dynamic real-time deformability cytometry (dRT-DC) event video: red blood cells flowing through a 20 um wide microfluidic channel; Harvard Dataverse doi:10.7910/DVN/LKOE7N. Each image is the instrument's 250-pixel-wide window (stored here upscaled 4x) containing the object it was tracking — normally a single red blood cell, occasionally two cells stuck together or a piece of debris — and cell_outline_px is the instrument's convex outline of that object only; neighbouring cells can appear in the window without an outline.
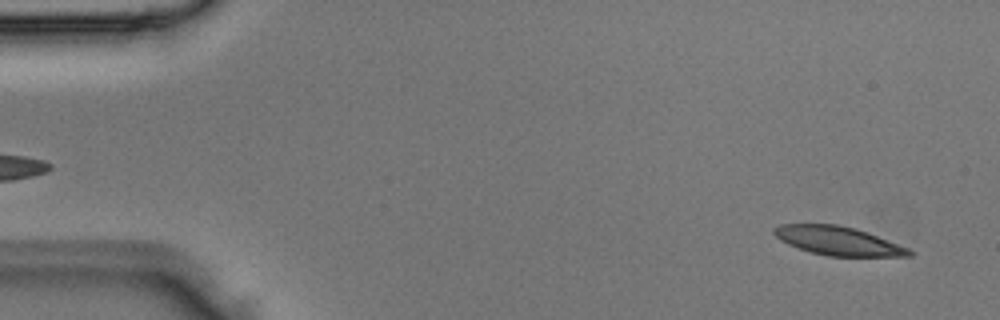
{"species": "Egyptian fruit bat (a non-hibernating species)", "species_latin": "Rousettus aegyptiacus", "temperature_condition": "room temperature", "stored_images_in_passage": 3, "camera_frame_rate_fps": 3000, "um_per_image_px": 0.085, "animal": {"sex": "male"}, "frame": {"image": 1, "passage_image": 3, "time_ms": 0.667, "image_size_px": [1000, 320], "cell_outline_px": [[916, 252], [912, 256], [828, 256], [812, 252], [788, 244], [780, 240], [772, 232], [772, 228], [780, 224], [836, 224], [856, 228], [908, 248]], "centroid_in_image_um": [71.23, 20.46], "position_along_channel_um": 13.8, "area_um2": 22.48}}